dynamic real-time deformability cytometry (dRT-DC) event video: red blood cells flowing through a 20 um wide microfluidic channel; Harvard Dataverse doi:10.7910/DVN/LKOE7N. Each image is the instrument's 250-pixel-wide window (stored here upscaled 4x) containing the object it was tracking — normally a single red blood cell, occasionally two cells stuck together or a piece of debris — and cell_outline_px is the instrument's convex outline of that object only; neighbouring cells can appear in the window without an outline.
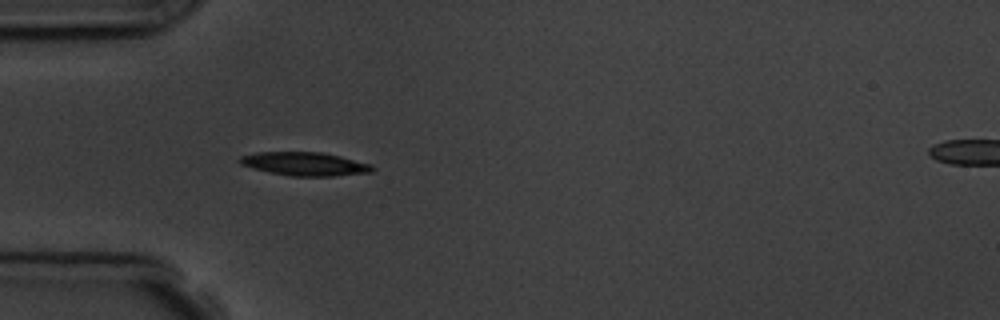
{"species": "common noctule bat (a hibernating species)", "species_latin": "Nyctalus noctula", "temperature_condition": "room temperature", "stored_images_in_passage": 5, "segment_of_instrument_passage": [1, 2], "camera_frame_rate_fps": 3000, "um_per_image_px": 0.085, "animal": {"sex": "male", "body_mass_g": 19.5, "forearm_length_mm": 54.6}, "frame": {"image": 1, "passage_image": 4, "time_ms": 3.333, "image_size_px": [1000, 320], "cell_outline_px": [[376, 168], [372, 172], [332, 176], [288, 176], [252, 168], [240, 164], [236, 160], [240, 156], [256, 152], [324, 152], [372, 164]], "centroid_in_image_um": [25.9, 13.93], "position_along_channel_um": 59.1, "area_um2": 18.32}}